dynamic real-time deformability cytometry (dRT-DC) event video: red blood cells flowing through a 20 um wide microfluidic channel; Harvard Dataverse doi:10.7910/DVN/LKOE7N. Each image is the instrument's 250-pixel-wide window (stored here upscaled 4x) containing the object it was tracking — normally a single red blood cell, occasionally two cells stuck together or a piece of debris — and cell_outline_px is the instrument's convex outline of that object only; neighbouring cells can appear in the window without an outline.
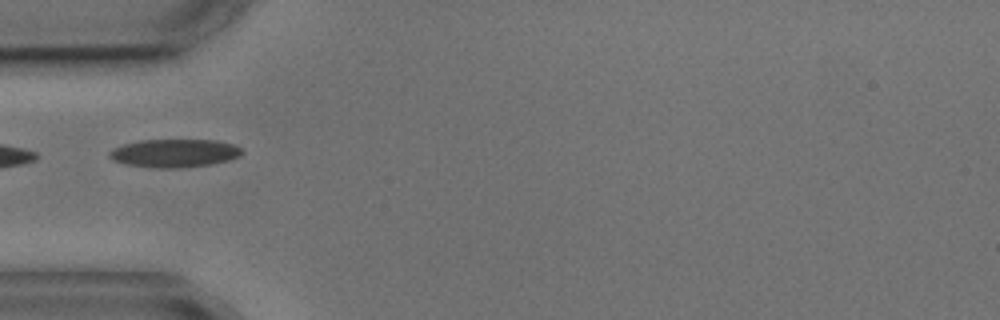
{"species": "common noctule bat (a hibernating species)", "species_latin": "Nyctalus noctula", "temperature_condition": "cold", "stored_images_in_passage": 4, "camera_frame_rate_fps": 3000, "um_per_image_px": 0.085, "animal": {"sex": "male", "body_mass_g": 17.9, "forearm_length_mm": 54.2}, "frame": {"image": 1, "passage_image": 2, "time_ms": 2.0, "image_size_px": [1000, 320], "cell_outline_px": [[244, 152], [240, 156], [228, 160], [208, 164], [176, 168], [156, 168], [124, 164], [112, 160], [108, 156], [108, 152], [112, 148], [124, 144], [140, 140], [216, 140], [236, 144]], "centroid_in_image_um": [14.8, 13.01], "position_along_channel_um": 70.2, "area_um2": 21.85}}